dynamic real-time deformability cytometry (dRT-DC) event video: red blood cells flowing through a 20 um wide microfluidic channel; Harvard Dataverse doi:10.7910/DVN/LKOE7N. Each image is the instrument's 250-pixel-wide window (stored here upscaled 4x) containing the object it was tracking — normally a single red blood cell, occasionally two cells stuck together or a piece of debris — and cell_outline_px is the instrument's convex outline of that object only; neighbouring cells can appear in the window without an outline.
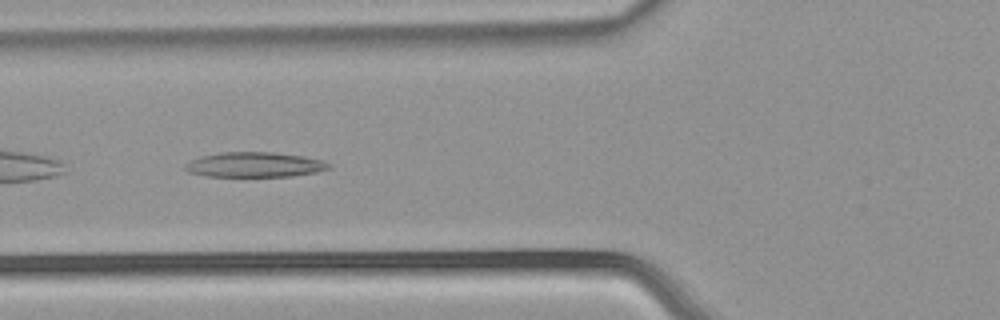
{"species": "common noctule bat (a hibernating species)", "species_latin": "Nyctalus noctula", "temperature_condition": "warm", "stored_images_in_passage": 7, "camera_frame_rate_fps": 3000, "um_per_image_px": 0.085, "animal": {"sex": "male", "body_mass_g": 21.5, "forearm_length_mm": 52.0}, "frame": {"image": 1, "passage_image": 6, "time_ms": 1.667, "image_size_px": [1000, 320], "cell_outline_px": [[332, 164], [328, 168], [316, 172], [292, 176], [204, 176], [188, 172], [184, 168], [184, 164], [200, 156], [220, 152], [272, 152], [304, 156], [320, 160]], "centroid_in_image_um": [21.6, 13.99], "position_along_channel_um": 104.2, "area_um2": 20.87}}
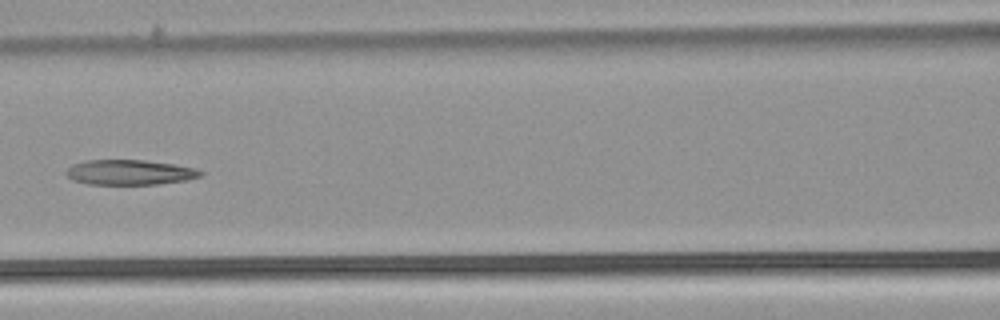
{"frame": {"image": 2, "passage_image": 7, "time_ms": 2.0, "image_size_px": [1000, 320], "cell_outline_px": [[204, 172], [200, 176], [184, 180], [156, 184], [88, 184], [72, 180], [64, 172], [72, 164], [88, 160], [144, 160], [172, 164], [196, 168]], "centroid_in_image_um": [10.99, 14.64], "position_along_channel_um": 155.6, "area_um2": 19.48}}